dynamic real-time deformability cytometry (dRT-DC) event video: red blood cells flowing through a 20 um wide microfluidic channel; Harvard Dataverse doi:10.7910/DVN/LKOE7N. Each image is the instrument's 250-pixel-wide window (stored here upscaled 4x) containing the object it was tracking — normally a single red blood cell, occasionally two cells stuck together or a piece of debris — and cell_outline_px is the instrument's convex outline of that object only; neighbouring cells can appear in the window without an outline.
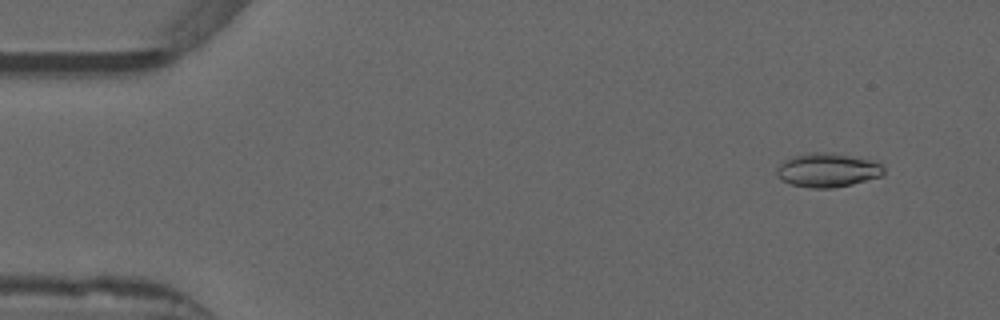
{"species": "common noctule bat (a hibernating species)", "species_latin": "Nyctalus noctula", "temperature_condition": "warm", "stored_images_in_passage": 52, "camera_frame_rate_fps": 3000, "um_per_image_px": 0.085, "animal": {"sex": "male", "forearm_length_mm": 52.5}, "frame": {"image": 1, "passage_image": 4, "time_ms": 1.0, "image_size_px": [1000, 320], "cell_outline_px": [[884, 176], [852, 184], [832, 188], [812, 188], [792, 184], [780, 180], [776, 176], [776, 168], [784, 160], [792, 156], [808, 152], [832, 152], [868, 160], [880, 164], [884, 168]], "centroid_in_image_um": [70.3, 14.46], "position_along_channel_um": 14.7, "area_um2": 21.27}}
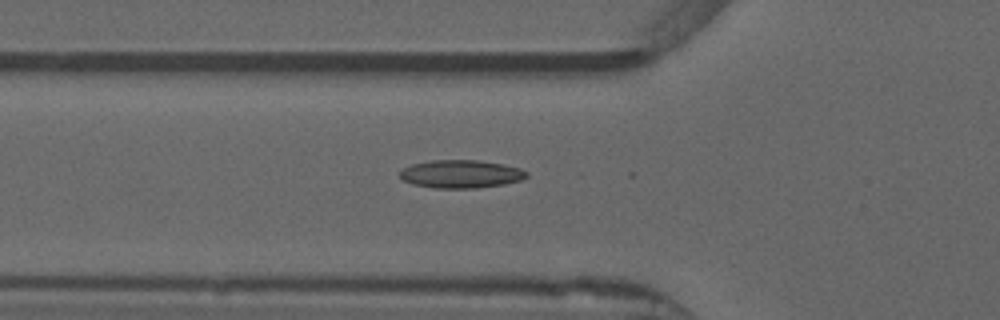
{"frame": {"image": 2, "passage_image": 18, "time_ms": 5.667, "image_size_px": [1000, 320], "cell_outline_px": [[528, 176], [520, 180], [504, 184], [476, 188], [432, 188], [412, 184], [404, 180], [400, 176], [400, 172], [404, 168], [412, 164], [432, 160], [476, 160], [504, 164], [520, 168], [528, 172]], "centroid_in_image_um": [39.19, 14.79], "position_along_channel_um": 86.6, "area_um2": 20.69}}
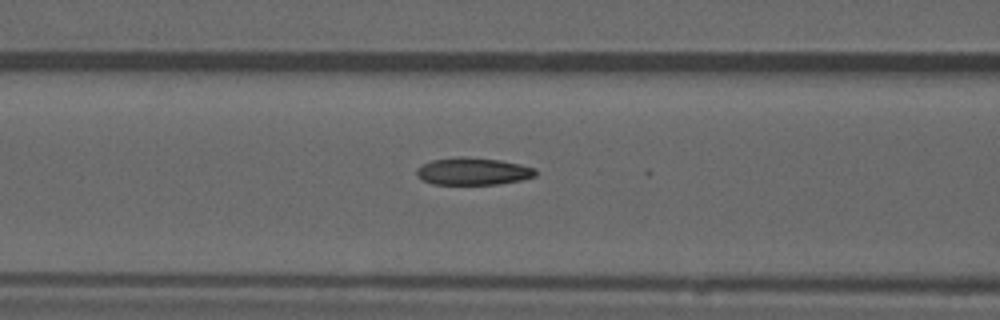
{"frame": {"image": 3, "passage_image": 21, "time_ms": 6.667, "image_size_px": [1000, 320], "cell_outline_px": [[536, 176], [520, 180], [500, 184], [432, 184], [416, 176], [416, 168], [432, 160], [460, 156], [464, 156], [500, 160], [520, 164], [536, 168]], "centroid_in_image_um": [40.21, 14.56], "position_along_channel_um": 126.4, "area_um2": 18.96}, "authors_computed_cell_mechanics": {"area_um2": 19.074, "velocity_mm_per_s": 3.9134, "shape_relaxation_time_tau1_ms": null, "shape_relaxation_time_tau2_ms": 2.2387, "deformation_change_tau1": null, "deformation_change_tau2": 0.0914}}